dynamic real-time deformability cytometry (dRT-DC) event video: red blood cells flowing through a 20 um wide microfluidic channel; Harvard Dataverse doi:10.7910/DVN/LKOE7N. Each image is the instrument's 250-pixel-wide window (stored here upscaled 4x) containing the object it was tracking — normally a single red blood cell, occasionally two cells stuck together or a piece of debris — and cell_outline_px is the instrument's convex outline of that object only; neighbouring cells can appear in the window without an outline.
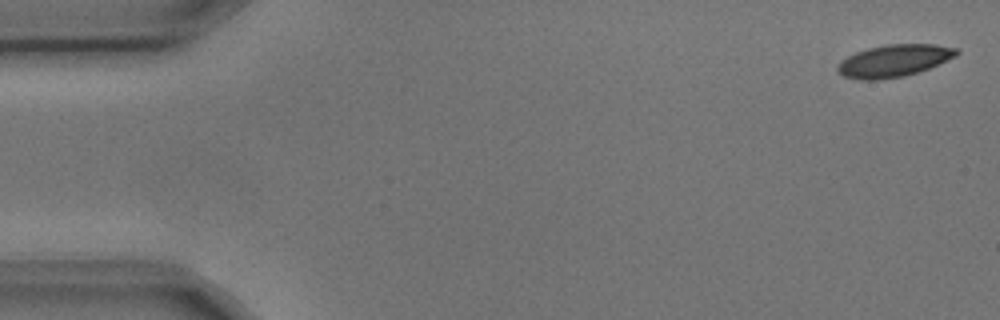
{"species": "common noctule bat (a hibernating species)", "species_latin": "Nyctalus noctula", "temperature_condition": "cold", "stored_images_in_passage": 5, "camera_frame_rate_fps": 3000, "um_per_image_px": 0.085, "animal": {"sex": "male", "body_mass_g": 17.9, "forearm_length_mm": 54.2}, "frame": {"image": 1, "passage_image": 1, "time_ms": 0.0, "image_size_px": [1000, 320], "cell_outline_px": [[960, 52], [956, 56], [928, 68], [904, 76], [880, 80], [860, 80], [844, 76], [836, 68], [848, 56], [856, 52], [868, 48], [884, 44], [936, 44], [956, 48]], "centroid_in_image_um": [76.0, 5.15], "position_along_channel_um": 9.0, "area_um2": 22.08}}
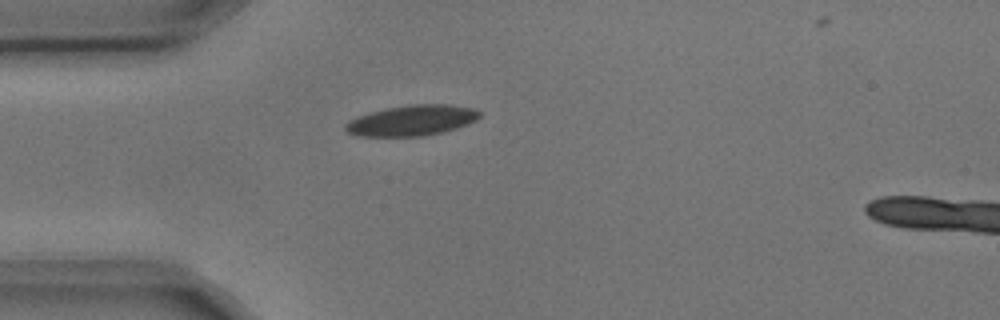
{"frame": {"image": 2, "passage_image": 4, "time_ms": 1.0, "image_size_px": [1000, 320], "cell_outline_px": [[480, 116], [476, 120], [468, 124], [444, 132], [424, 136], [360, 136], [348, 132], [344, 128], [344, 124], [360, 116], [372, 112], [388, 108], [408, 104], [448, 104], [472, 108], [480, 112]], "centroid_in_image_um": [35.05, 10.24], "position_along_channel_um": 50.0, "area_um2": 23.7}}